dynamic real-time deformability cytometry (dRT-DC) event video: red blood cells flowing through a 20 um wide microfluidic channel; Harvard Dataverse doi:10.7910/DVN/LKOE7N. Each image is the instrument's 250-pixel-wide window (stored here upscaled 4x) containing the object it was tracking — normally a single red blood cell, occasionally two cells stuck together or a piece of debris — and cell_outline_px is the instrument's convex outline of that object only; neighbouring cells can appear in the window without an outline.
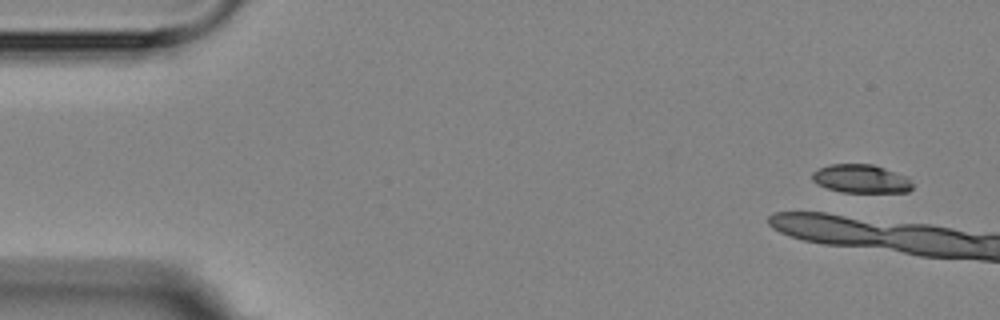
{"species": "Egyptian fruit bat (a non-hibernating species)", "species_latin": "Rousettus aegyptiacus", "temperature_condition": "room temperature", "stored_images_in_passage": 3, "camera_frame_rate_fps": 3000, "um_per_image_px": 0.085, "animal": {"sex": "female"}, "frame": {"image": 1, "passage_image": 1, "time_ms": 0.0, "image_size_px": [1000, 320], "cell_outline_px": [[912, 188], [908, 192], [840, 192], [828, 188], [812, 180], [812, 172], [820, 168], [832, 164], [872, 164], [908, 176], [912, 184]], "centroid_in_image_um": [73.22, 15.19], "position_along_channel_um": 11.8, "area_um2": 16.53}}